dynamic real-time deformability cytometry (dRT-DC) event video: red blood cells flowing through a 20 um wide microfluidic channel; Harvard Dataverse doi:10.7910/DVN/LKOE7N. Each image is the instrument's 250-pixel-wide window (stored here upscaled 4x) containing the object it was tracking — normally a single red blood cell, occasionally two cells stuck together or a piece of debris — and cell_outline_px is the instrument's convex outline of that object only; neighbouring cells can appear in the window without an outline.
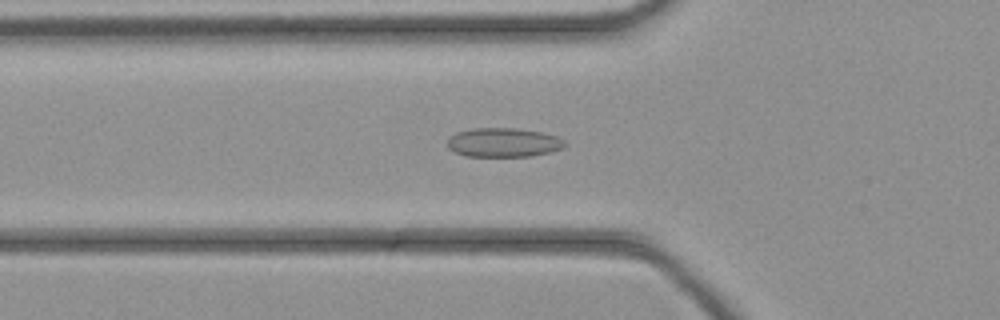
{"species": "common noctule bat (a hibernating species)", "species_latin": "Nyctalus noctula", "temperature_condition": "cold", "stored_images_in_passage": 44, "camera_frame_rate_fps": 3000, "um_per_image_px": 0.085, "animal": {"sex": "female", "body_mass_g": 21.9}, "frame": {"image": 1, "passage_image": 15, "time_ms": 4.667, "image_size_px": [1000, 320], "cell_outline_px": [[568, 144], [564, 148], [552, 152], [532, 156], [464, 156], [448, 148], [448, 136], [456, 132], [472, 128], [516, 128], [544, 132], [556, 136], [564, 140]], "centroid_in_image_um": [42.82, 12.1], "position_along_channel_um": 83.0, "area_um2": 20.23}}
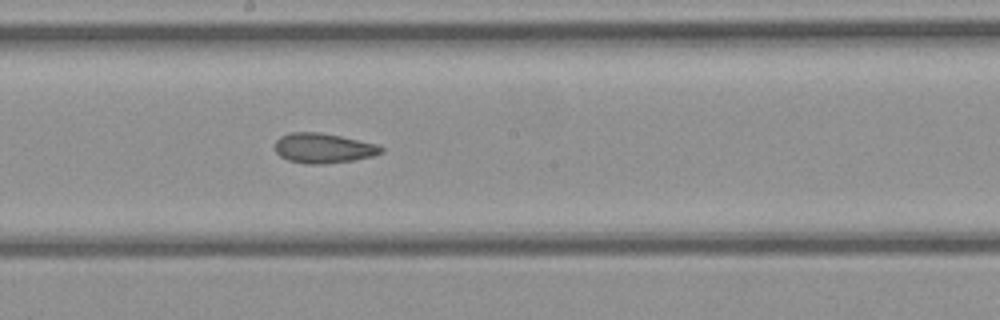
{"frame": {"image": 2, "passage_image": 24, "time_ms": 7.667, "image_size_px": [1000, 320], "cell_outline_px": [[384, 152], [372, 156], [352, 160], [324, 164], [304, 164], [288, 160], [280, 156], [276, 152], [276, 140], [280, 136], [288, 132], [320, 132], [340, 136], [376, 144], [384, 148]], "centroid_in_image_um": [27.46, 12.59], "position_along_channel_um": 220.7, "area_um2": 18.5}}
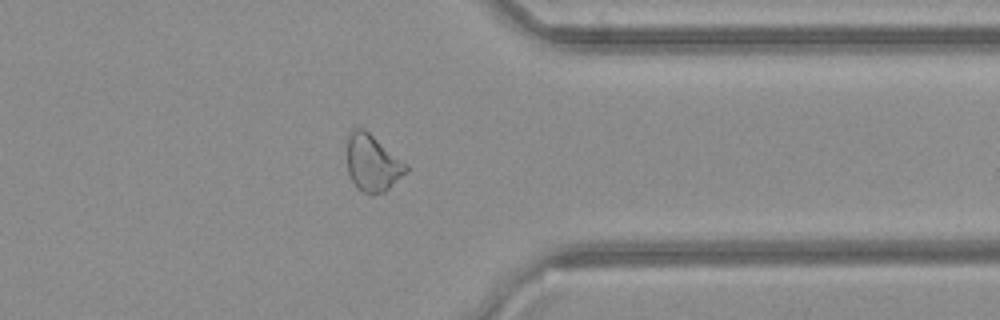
{"frame": {"image": 3, "passage_image": 35, "time_ms": 11.333, "image_size_px": [1000, 320], "cell_outline_px": [[408, 172], [384, 192], [372, 196], [356, 188], [348, 172], [348, 136], [352, 128], [364, 128], [408, 164]], "centroid_in_image_um": [31.68, 13.87], "position_along_channel_um": 379.7, "area_um2": 19.65}}